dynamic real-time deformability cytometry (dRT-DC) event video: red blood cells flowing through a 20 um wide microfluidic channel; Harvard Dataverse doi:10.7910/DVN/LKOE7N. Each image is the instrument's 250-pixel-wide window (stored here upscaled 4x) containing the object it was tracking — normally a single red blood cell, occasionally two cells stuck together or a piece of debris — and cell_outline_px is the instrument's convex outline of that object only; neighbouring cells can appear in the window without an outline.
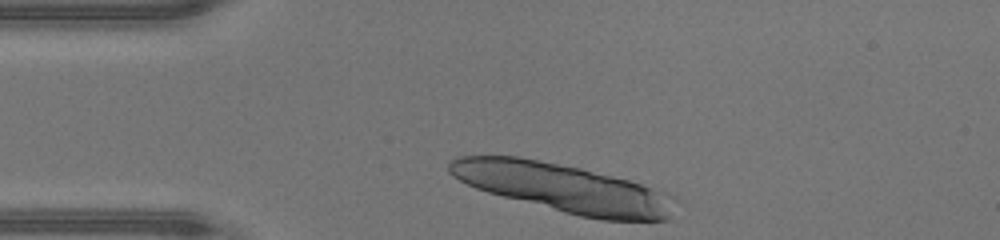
{"species": "human", "species_latin": "Homo sapiens", "temperature_condition": "warm", "stored_images_in_passage": 17, "camera_frame_rate_fps": 3000, "um_per_image_px": 0.085, "donor": {"sex": "male"}, "frame": {"image": 1, "passage_image": 1, "time_ms": 0.0, "image_size_px": [1000, 240], "cell_outline_px": [[680, 200], [668, 220], [600, 220], [580, 216], [564, 212], [488, 192], [476, 188], [452, 176], [448, 172], [448, 160], [456, 156], [516, 156], [580, 168], [628, 180], [668, 192], [676, 196]], "centroid_in_image_um": [47.95, 15.98], "position_along_channel_um": 37.0, "area_um2": 63.81}}
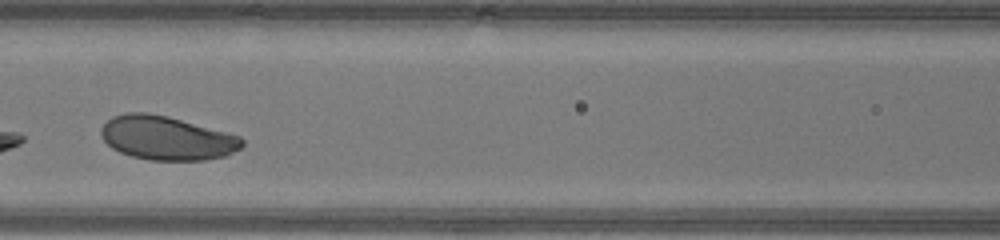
{"frame": {"image": 2, "passage_image": 12, "time_ms": 3.667, "image_size_px": [1000, 240], "cell_outline_px": [[244, 144], [240, 148], [228, 156], [204, 160], [148, 160], [132, 156], [120, 152], [112, 148], [104, 140], [100, 132], [100, 128], [112, 116], [128, 112], [148, 112], [168, 116], [228, 132], [240, 136], [244, 140]], "centroid_in_image_um": [14.19, 11.73], "position_along_channel_um": 152.4, "area_um2": 36.3}}
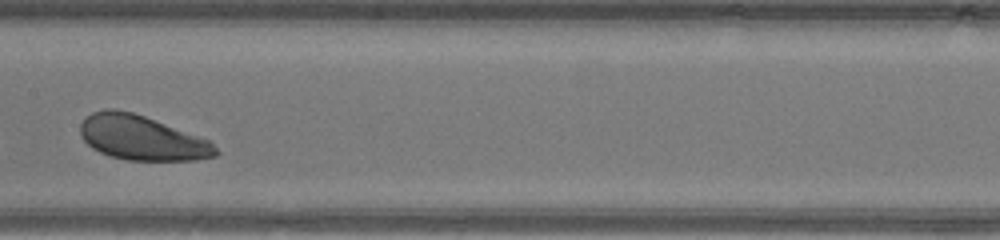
{"frame": {"image": 3, "passage_image": 15, "time_ms": 4.667, "image_size_px": [1000, 240], "cell_outline_px": [[220, 152], [216, 156], [196, 160], [128, 160], [112, 156], [100, 152], [92, 148], [80, 136], [80, 124], [92, 112], [104, 108], [116, 108], [132, 112], [144, 116], [208, 140]], "centroid_in_image_um": [12.02, 11.71], "position_along_channel_um": 195.4, "area_um2": 34.91}}